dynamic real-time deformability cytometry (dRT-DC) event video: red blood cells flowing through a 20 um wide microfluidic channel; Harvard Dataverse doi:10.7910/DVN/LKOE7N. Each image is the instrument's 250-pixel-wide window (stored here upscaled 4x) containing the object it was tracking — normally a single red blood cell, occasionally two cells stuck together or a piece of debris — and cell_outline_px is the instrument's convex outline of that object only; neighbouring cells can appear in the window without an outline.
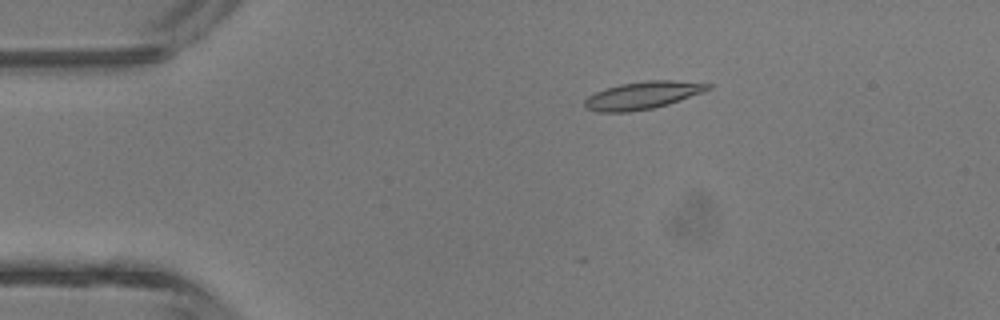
{"species": "common noctule bat (a hibernating species)", "species_latin": "Nyctalus noctula", "temperature_condition": "room temperature", "stored_images_in_passage": 3, "camera_frame_rate_fps": 3000, "um_per_image_px": 0.085, "animal": {"sex": "male", "body_mass_g": 13.3}, "frame": {"image": 1, "passage_image": 2, "time_ms": 1.333, "image_size_px": [1000, 320], "cell_outline_px": [[712, 88], [704, 92], [668, 104], [652, 108], [628, 112], [600, 112], [588, 108], [584, 104], [584, 100], [588, 96], [596, 92], [620, 84], [648, 80], [672, 80], [712, 84]], "centroid_in_image_um": [54.66, 8.1], "position_along_channel_um": 30.3, "area_um2": 19.59}}